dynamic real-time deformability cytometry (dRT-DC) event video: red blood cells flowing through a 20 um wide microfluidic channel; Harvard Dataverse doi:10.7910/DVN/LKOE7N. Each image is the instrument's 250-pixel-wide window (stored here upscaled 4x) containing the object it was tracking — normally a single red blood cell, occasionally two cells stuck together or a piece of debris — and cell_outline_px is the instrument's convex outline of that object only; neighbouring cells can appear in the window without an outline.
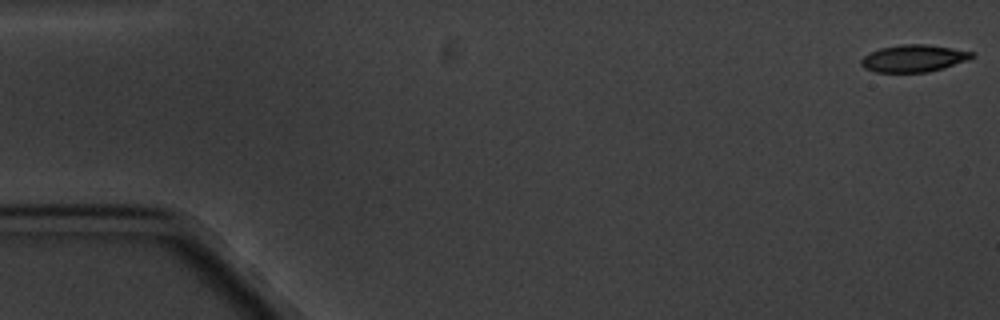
{"species": "common noctule bat (a hibernating species)", "species_latin": "Nyctalus noctula", "temperature_condition": "cold", "stored_images_in_passage": 4, "camera_frame_rate_fps": 3000, "um_per_image_px": 0.085, "animal": {"sex": "male", "body_mass_g": 20.1, "forearm_length_mm": 53.5}, "frame": {"image": 1, "passage_image": 1, "time_ms": 0.0, "image_size_px": [1000, 320], "cell_outline_px": [[976, 56], [968, 60], [944, 68], [928, 72], [876, 72], [864, 68], [860, 64], [860, 60], [864, 56], [880, 48], [904, 44], [928, 44], [976, 52]], "centroid_in_image_um": [77.71, 4.96], "position_along_channel_um": 7.3, "area_um2": 17.63}}
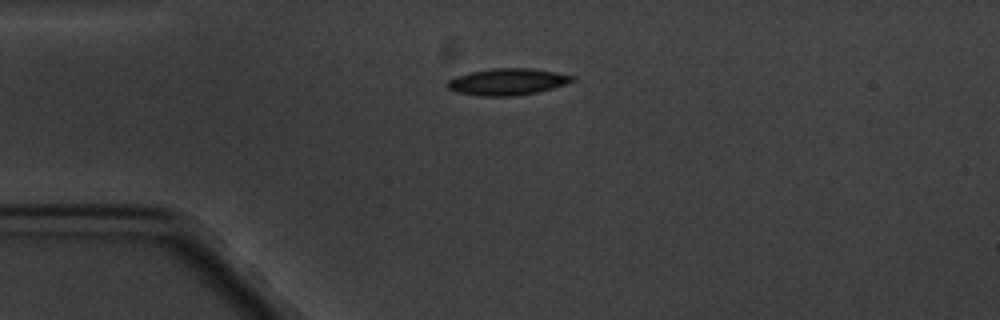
{"frame": {"image": 2, "passage_image": 4, "time_ms": 4.333, "image_size_px": [1000, 320], "cell_outline_px": [[576, 80], [552, 88], [536, 92], [512, 96], [480, 96], [456, 92], [448, 88], [444, 84], [448, 80], [456, 76], [472, 72], [496, 68], [532, 68], [556, 72], [576, 76]], "centroid_in_image_um": [43.13, 6.95], "position_along_channel_um": 41.9, "area_um2": 19.36}}